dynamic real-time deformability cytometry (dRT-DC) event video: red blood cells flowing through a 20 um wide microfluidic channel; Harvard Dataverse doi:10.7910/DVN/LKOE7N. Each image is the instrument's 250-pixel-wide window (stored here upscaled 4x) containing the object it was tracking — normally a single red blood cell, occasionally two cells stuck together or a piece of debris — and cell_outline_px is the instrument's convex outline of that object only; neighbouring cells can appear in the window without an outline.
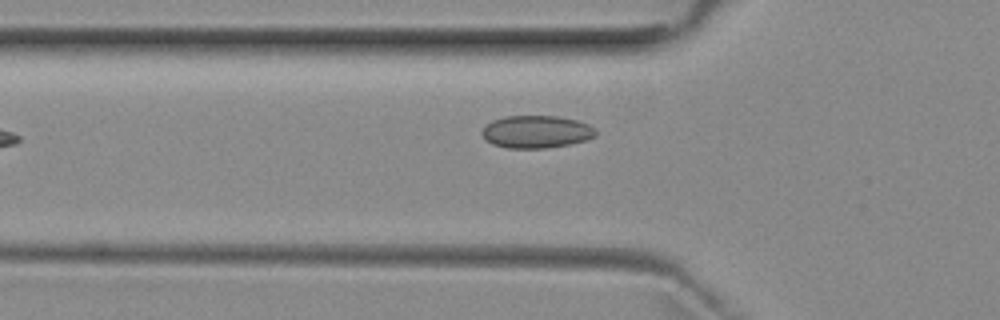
{"species": "common noctule bat (a hibernating species)", "species_latin": "Nyctalus noctula", "temperature_condition": "room temperature", "stored_images_in_passage": 3, "camera_frame_rate_fps": 3000, "um_per_image_px": 0.085, "animal": {"sex": "female", "body_mass_g": 29.2, "forearm_length_mm": 56.3}, "frame": {"image": 1, "passage_image": 2, "time_ms": 1.333, "image_size_px": [1000, 320], "cell_outline_px": [[596, 136], [584, 140], [568, 144], [544, 148], [508, 148], [492, 144], [480, 132], [484, 124], [492, 120], [504, 116], [560, 116], [576, 120], [588, 124], [596, 128]], "centroid_in_image_um": [45.56, 11.18], "position_along_channel_um": 80.2, "area_um2": 21.62}}
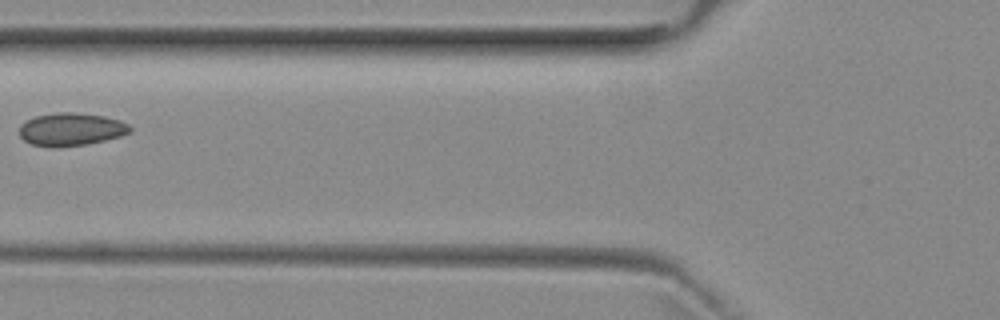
{"frame": {"image": 2, "passage_image": 3, "time_ms": 2.333, "image_size_px": [1000, 320], "cell_outline_px": [[132, 132], [120, 136], [104, 140], [84, 144], [52, 148], [32, 144], [24, 140], [20, 136], [20, 124], [36, 116], [56, 112], [76, 112], [104, 116], [120, 120], [128, 124], [132, 128]], "centroid_in_image_um": [6.05, 10.99], "position_along_channel_um": 119.8, "area_um2": 21.21}}